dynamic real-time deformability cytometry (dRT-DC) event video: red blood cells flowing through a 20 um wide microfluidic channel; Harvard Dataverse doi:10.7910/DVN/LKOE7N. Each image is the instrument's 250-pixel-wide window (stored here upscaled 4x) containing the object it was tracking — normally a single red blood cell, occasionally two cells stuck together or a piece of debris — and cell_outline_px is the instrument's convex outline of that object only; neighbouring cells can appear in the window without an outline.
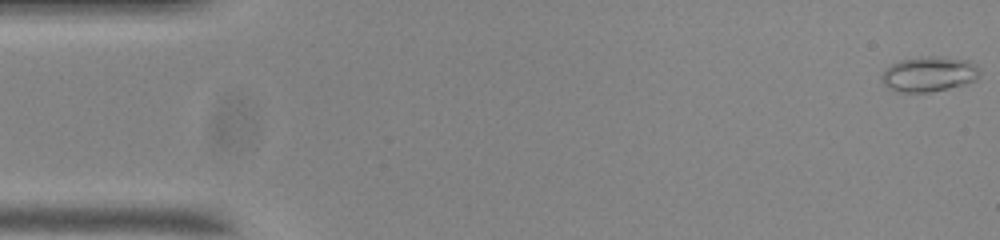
{"species": "common noctule bat (a hibernating species)", "species_latin": "Nyctalus noctula", "temperature_condition": "room temperature", "stored_images_in_passage": 55, "camera_frame_rate_fps": 3000, "um_per_image_px": 0.085, "animal": {"sex": "male", "body_mass_g": 20.0, "forearm_length_mm": 53.3}, "frame": {"image": 1, "passage_image": 1, "time_ms": 0.0, "image_size_px": [1000, 240], "cell_outline_px": [[980, 76], [976, 80], [964, 84], [948, 88], [928, 92], [896, 92], [888, 88], [880, 80], [880, 72], [892, 64], [900, 60], [924, 56], [940, 56], [968, 60], [976, 64], [980, 68]], "centroid_in_image_um": [78.95, 6.29], "position_along_channel_um": 6.1, "area_um2": 20.4}}
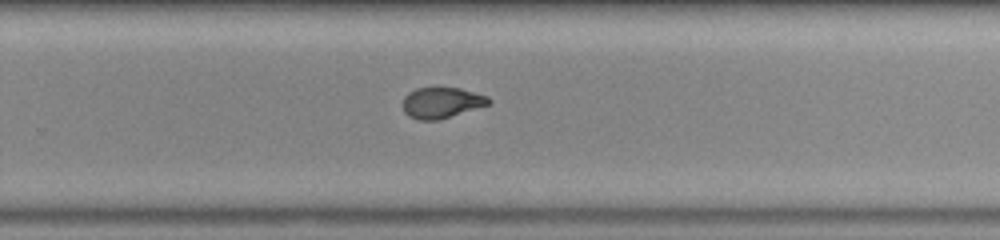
{"frame": {"image": 2, "passage_image": 35, "time_ms": 11.333, "image_size_px": [1000, 240], "cell_outline_px": [[492, 100], [488, 104], [440, 120], [420, 120], [408, 116], [404, 112], [404, 96], [408, 92], [416, 88], [460, 88], [488, 96]], "centroid_in_image_um": [37.52, 8.73], "position_along_channel_um": 292.3, "area_um2": 15.32}}
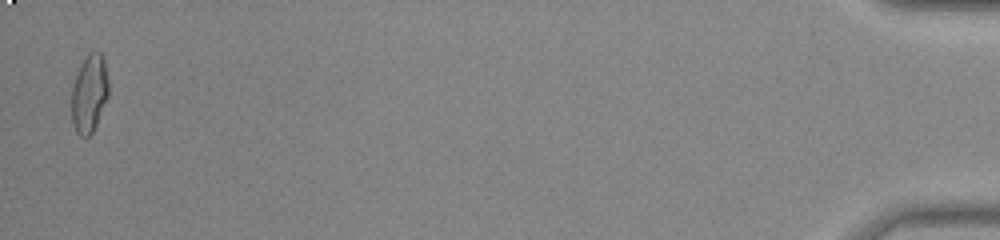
{"frame": {"image": 3, "passage_image": 54, "time_ms": 17.667, "image_size_px": [1000, 240], "cell_outline_px": [[108, 96], [96, 124], [92, 132], [88, 136], [80, 136], [76, 132], [72, 124], [72, 88], [80, 64], [88, 52], [100, 52], [104, 56], [108, 80]], "centroid_in_image_um": [7.59, 7.92], "position_along_channel_um": 427.6, "area_um2": 16.76}, "authors_computed_cell_mechanics": {"area_um2": 16.4152, "velocity_mm_per_s": 3.7262, "shape_relaxation_time_tau1_ms": 7.0892, "shape_relaxation_time_tau2_ms": 1.8177, "deformation_change_tau1": 0.2367, "deformation_change_tau2": 0.0553}}